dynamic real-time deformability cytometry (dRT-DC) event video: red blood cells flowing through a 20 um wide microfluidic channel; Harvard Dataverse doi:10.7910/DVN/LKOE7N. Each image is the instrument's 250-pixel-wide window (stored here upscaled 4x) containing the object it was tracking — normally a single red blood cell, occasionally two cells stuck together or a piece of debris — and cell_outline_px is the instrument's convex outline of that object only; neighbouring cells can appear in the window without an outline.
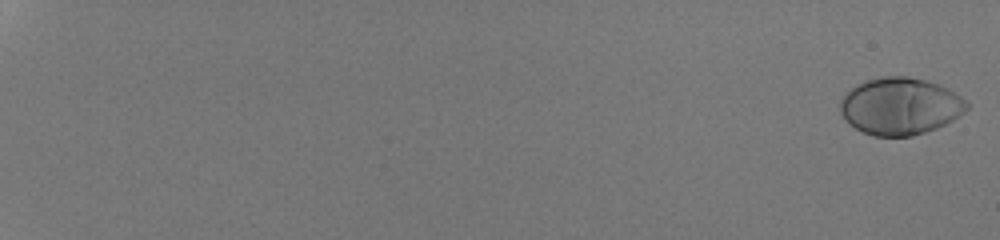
{"species": "human", "species_latin": "Homo sapiens", "temperature_condition": "room temperature", "stored_images_in_passage": 26, "camera_frame_rate_fps": 3000, "um_per_image_px": 0.085, "donor": {"sex": "male"}, "frame": {"image": 1, "passage_image": 1, "time_ms": 0.0, "image_size_px": [1000, 240], "cell_outline_px": [[968, 108], [964, 112], [952, 120], [936, 128], [912, 136], [872, 136], [848, 124], [840, 112], [840, 100], [856, 84], [868, 80], [884, 76], [908, 76], [924, 80], [948, 88], [960, 96], [968, 104]], "centroid_in_image_um": [76.49, 9.03], "position_along_channel_um": 8.5, "area_um2": 41.85}}
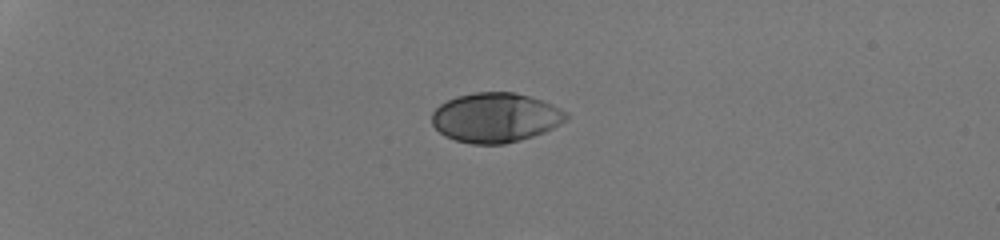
{"frame": {"image": 2, "passage_image": 17, "time_ms": 5.333, "image_size_px": [1000, 240], "cell_outline_px": [[568, 120], [544, 132], [520, 140], [504, 144], [472, 144], [456, 140], [444, 136], [432, 124], [432, 112], [440, 104], [456, 96], [476, 92], [512, 92], [528, 96], [552, 104], [568, 112]], "centroid_in_image_um": [42.12, 10.0], "position_along_channel_um": 42.9, "area_um2": 38.78}}